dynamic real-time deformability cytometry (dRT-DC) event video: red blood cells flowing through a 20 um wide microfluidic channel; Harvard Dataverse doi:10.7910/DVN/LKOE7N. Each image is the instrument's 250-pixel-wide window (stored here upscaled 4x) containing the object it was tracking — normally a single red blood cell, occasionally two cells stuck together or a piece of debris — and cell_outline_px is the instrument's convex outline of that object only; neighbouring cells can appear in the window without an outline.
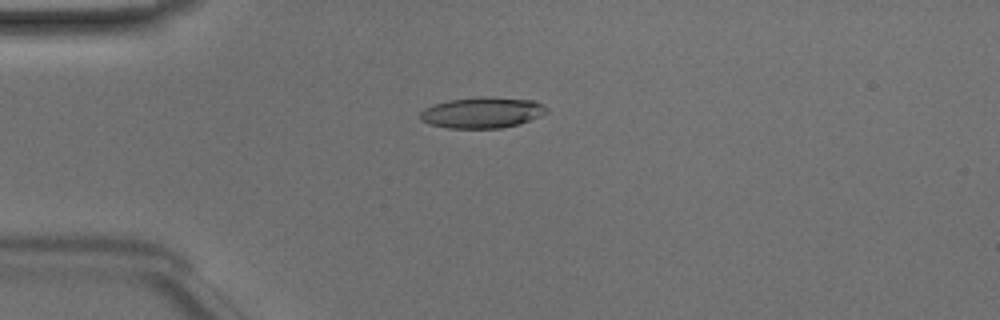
{"species": "Egyptian fruit bat (a non-hibernating species)", "species_latin": "Rousettus aegyptiacus", "temperature_condition": "room temperature", "stored_images_in_passage": 48, "camera_frame_rate_fps": 3000, "um_per_image_px": 0.085, "animal": {"sex": "male"}, "frame": {"image": 1, "passage_image": 12, "time_ms": 3.667, "image_size_px": [1000, 320], "cell_outline_px": [[548, 112], [540, 116], [520, 124], [500, 128], [448, 128], [428, 124], [420, 120], [420, 112], [424, 108], [432, 104], [448, 100], [480, 96], [488, 96], [532, 100], [544, 104], [548, 108]], "centroid_in_image_um": [40.98, 9.56], "position_along_channel_um": 44.0, "area_um2": 23.12}}
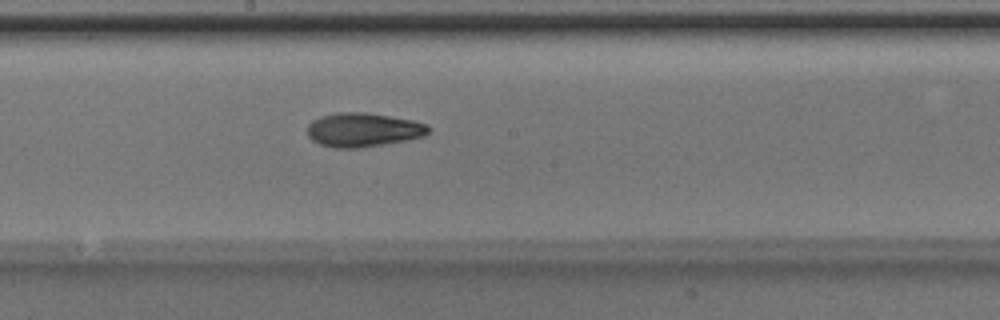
{"frame": {"image": 2, "passage_image": 26, "time_ms": 8.333, "image_size_px": [1000, 320], "cell_outline_px": [[432, 128], [424, 136], [408, 140], [360, 148], [332, 148], [320, 144], [312, 140], [308, 136], [308, 124], [312, 120], [320, 116], [340, 112], [364, 112], [412, 120], [428, 124]], "centroid_in_image_um": [30.87, 11.04], "position_along_channel_um": 217.3, "area_um2": 24.1}}
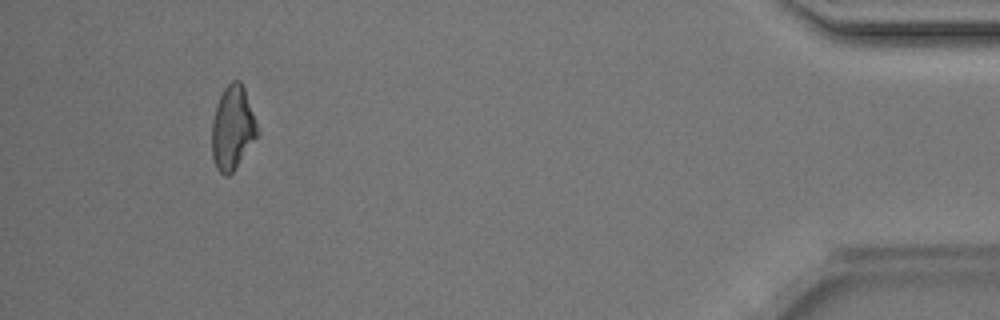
{"frame": {"image": 3, "passage_image": 45, "time_ms": 14.667, "image_size_px": [1000, 320], "cell_outline_px": [[260, 132], [232, 172], [228, 176], [224, 176], [216, 168], [212, 156], [212, 120], [220, 96], [224, 88], [232, 80], [240, 80], [244, 88]], "centroid_in_image_um": [19.76, 10.87], "position_along_channel_um": 415.4, "area_um2": 21.96}, "authors_computed_cell_mechanics": {"area_um2": 22.7154, "velocity_mm_per_s": 4.1735, "shape_relaxation_time_tau1_ms": 3.8741, "shape_relaxation_time_tau2_ms": 6.238, "deformation_change_tau1": 0.1375, "deformation_change_tau2": 0.1464}}